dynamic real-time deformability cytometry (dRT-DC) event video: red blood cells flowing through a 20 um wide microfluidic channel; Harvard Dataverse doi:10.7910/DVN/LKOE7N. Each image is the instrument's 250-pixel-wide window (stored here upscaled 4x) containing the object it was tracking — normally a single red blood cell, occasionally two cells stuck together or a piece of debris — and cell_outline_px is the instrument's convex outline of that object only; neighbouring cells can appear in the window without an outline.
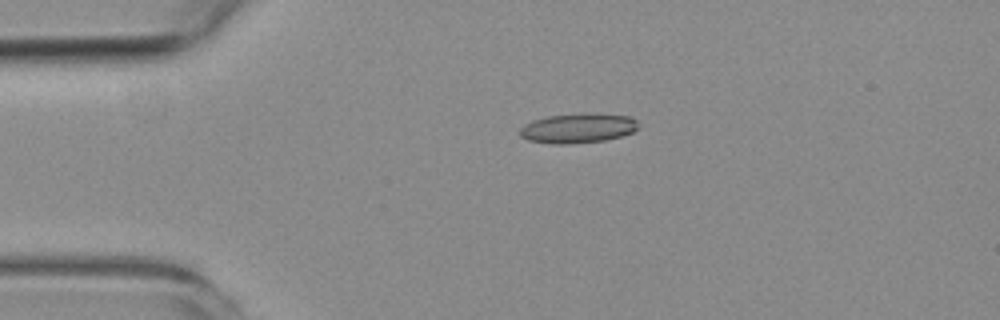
{"species": "common noctule bat (a hibernating species)", "species_latin": "Nyctalus noctula", "temperature_condition": "room temperature", "stored_images_in_passage": 2, "camera_frame_rate_fps": 3000, "um_per_image_px": 0.085, "animal": {"sex": "female", "body_mass_g": 19.3, "forearm_length_mm": 54.1}, "frame": {"image": 1, "passage_image": 1, "time_ms": 0.0, "image_size_px": [1000, 320], "cell_outline_px": [[640, 128], [632, 132], [620, 136], [604, 140], [568, 144], [556, 144], [528, 140], [520, 136], [520, 128], [524, 124], [532, 120], [548, 116], [588, 112], [632, 116], [636, 120]], "centroid_in_image_um": [49.14, 10.87], "position_along_channel_um": 35.9, "area_um2": 20.69}}